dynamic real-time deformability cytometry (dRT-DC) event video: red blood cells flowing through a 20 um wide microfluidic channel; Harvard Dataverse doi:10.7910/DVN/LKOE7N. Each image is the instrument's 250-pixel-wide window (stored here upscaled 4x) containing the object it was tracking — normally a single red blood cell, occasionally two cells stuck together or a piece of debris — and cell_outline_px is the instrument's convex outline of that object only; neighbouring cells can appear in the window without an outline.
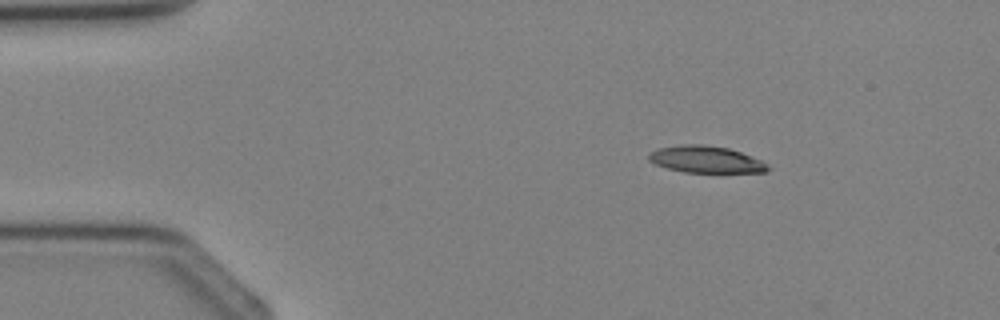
{"species": "Egyptian fruit bat (a non-hibernating species)", "species_latin": "Rousettus aegyptiacus", "temperature_condition": "cold", "stored_images_in_passage": 2, "camera_frame_rate_fps": 3000, "um_per_image_px": 0.085, "animal": {"sex": "female"}, "frame": {"image": 1, "passage_image": 1, "time_ms": 0.0, "image_size_px": [1000, 320], "cell_outline_px": [[772, 168], [768, 172], [684, 172], [668, 168], [656, 164], [648, 160], [648, 156], [652, 152], [660, 148], [684, 144], [700, 144], [728, 148], [740, 152], [760, 160], [768, 164]], "centroid_in_image_um": [60.04, 13.56], "position_along_channel_um": 25.0, "area_um2": 18.38}}